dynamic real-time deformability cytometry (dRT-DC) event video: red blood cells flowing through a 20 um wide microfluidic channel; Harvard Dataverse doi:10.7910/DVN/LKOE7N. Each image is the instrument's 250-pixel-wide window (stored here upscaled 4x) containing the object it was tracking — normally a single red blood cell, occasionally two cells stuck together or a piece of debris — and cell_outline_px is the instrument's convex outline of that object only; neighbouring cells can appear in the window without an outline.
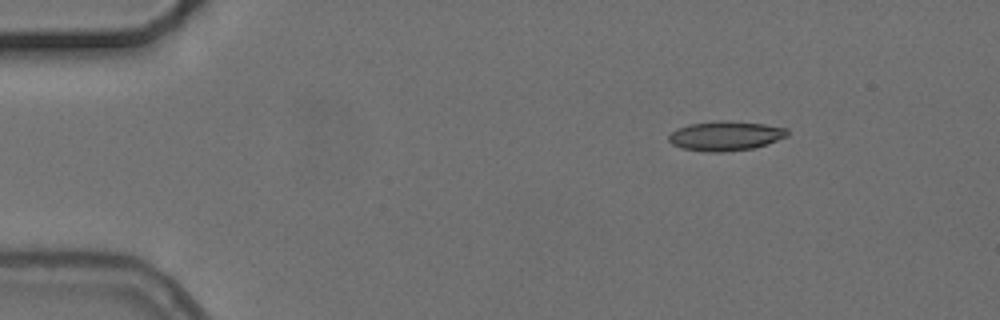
{"species": "common noctule bat (a hibernating species)", "species_latin": "Nyctalus noctula", "temperature_condition": "cold", "stored_images_in_passage": 3, "camera_frame_rate_fps": 3000, "um_per_image_px": 0.085, "animal": {"sex": "female", "body_mass_g": 24.6, "forearm_length_mm": 56.2}, "frame": {"image": 1, "passage_image": 1, "time_ms": 0.0, "image_size_px": [1000, 320], "cell_outline_px": [[788, 136], [768, 144], [752, 148], [724, 152], [708, 152], [680, 148], [672, 144], [668, 140], [668, 136], [676, 128], [688, 124], [720, 120], [724, 120], [764, 124], [788, 128]], "centroid_in_image_um": [61.66, 11.55], "position_along_channel_um": 23.3, "area_um2": 20.58}}